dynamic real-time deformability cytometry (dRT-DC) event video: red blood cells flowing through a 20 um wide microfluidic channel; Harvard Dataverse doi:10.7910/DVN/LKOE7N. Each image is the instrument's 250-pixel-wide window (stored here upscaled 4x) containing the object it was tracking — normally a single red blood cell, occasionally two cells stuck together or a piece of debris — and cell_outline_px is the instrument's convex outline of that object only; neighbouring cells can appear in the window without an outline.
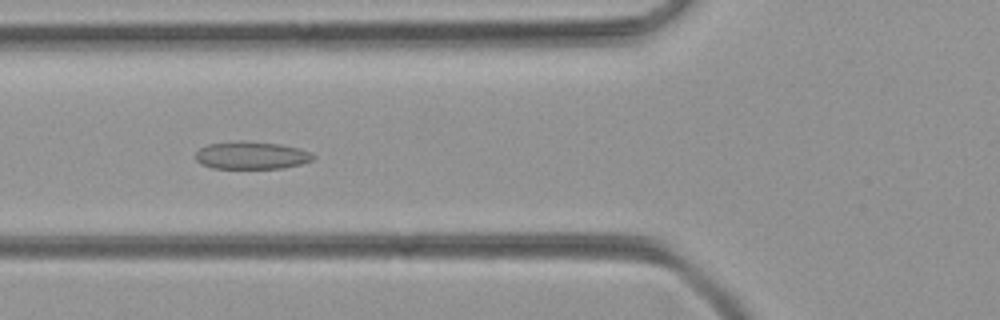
{"species": "common noctule bat (a hibernating species)", "species_latin": "Nyctalus noctula", "temperature_condition": "room temperature", "stored_images_in_passage": 5, "camera_frame_rate_fps": 3000, "um_per_image_px": 0.085, "animal": {"sex": "female", "body_mass_g": 21.9}, "frame": {"image": 1, "passage_image": 3, "time_ms": 0.667, "image_size_px": [1000, 320], "cell_outline_px": [[316, 156], [312, 160], [300, 164], [284, 168], [212, 168], [200, 164], [196, 160], [196, 152], [200, 148], [208, 144], [240, 140], [244, 140], [280, 144], [300, 148], [312, 152]], "centroid_in_image_um": [21.38, 13.19], "position_along_channel_um": 104.4, "area_um2": 19.13}}
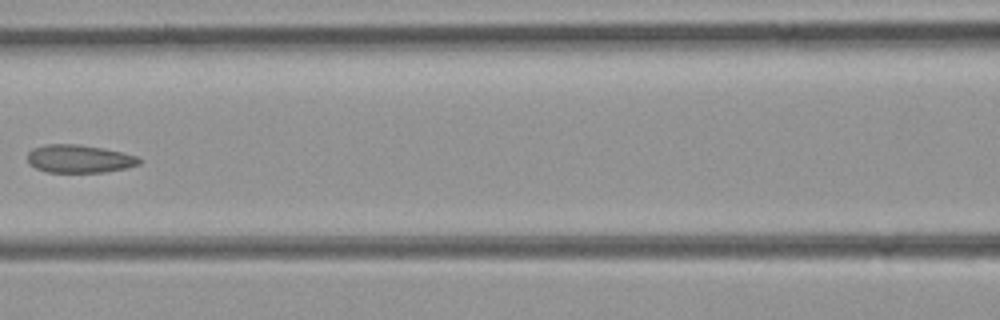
{"frame": {"image": 2, "passage_image": 4, "time_ms": 1.0, "image_size_px": [1000, 320], "cell_outline_px": [[140, 164], [124, 168], [104, 172], [48, 172], [36, 168], [28, 164], [28, 152], [32, 148], [44, 144], [76, 144], [104, 148], [140, 156]], "centroid_in_image_um": [6.72, 13.49], "position_along_channel_um": 159.9, "area_um2": 18.32}}
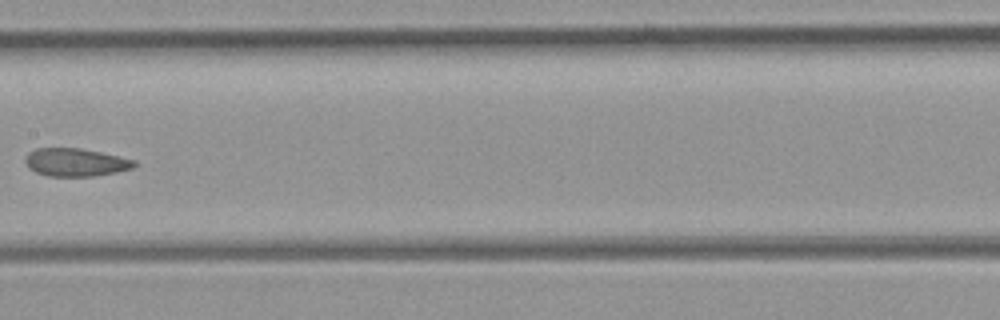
{"frame": {"image": 3, "passage_image": 5, "time_ms": 1.333, "image_size_px": [1000, 320], "cell_outline_px": [[136, 164], [132, 168], [116, 172], [92, 176], [48, 176], [36, 172], [28, 168], [24, 160], [24, 156], [28, 152], [36, 148], [80, 148], [100, 152], [136, 160]], "centroid_in_image_um": [6.38, 13.79], "position_along_channel_um": 201.0, "area_um2": 17.8}}